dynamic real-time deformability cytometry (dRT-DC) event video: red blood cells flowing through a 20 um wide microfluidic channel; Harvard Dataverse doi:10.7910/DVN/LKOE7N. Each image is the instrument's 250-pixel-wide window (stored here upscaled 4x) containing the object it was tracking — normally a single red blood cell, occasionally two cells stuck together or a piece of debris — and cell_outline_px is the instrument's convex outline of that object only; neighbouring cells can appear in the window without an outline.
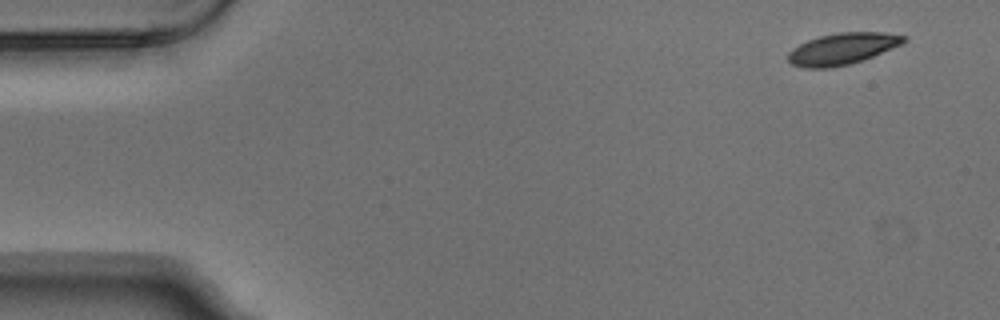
{"species": "Egyptian fruit bat (a non-hibernating species)", "species_latin": "Rousettus aegyptiacus", "temperature_condition": "warm", "stored_images_in_passage": 3, "camera_frame_rate_fps": 3000, "um_per_image_px": 0.085, "animal": {"sex": "male"}, "frame": {"image": 1, "passage_image": 1, "time_ms": 0.0, "image_size_px": [1000, 320], "cell_outline_px": [[908, 40], [892, 48], [864, 60], [832, 68], [804, 68], [792, 64], [788, 60], [788, 52], [792, 48], [808, 40], [820, 36], [840, 32], [884, 32], [908, 36]], "centroid_in_image_um": [71.61, 4.14], "position_along_channel_um": 13.4, "area_um2": 21.27}}